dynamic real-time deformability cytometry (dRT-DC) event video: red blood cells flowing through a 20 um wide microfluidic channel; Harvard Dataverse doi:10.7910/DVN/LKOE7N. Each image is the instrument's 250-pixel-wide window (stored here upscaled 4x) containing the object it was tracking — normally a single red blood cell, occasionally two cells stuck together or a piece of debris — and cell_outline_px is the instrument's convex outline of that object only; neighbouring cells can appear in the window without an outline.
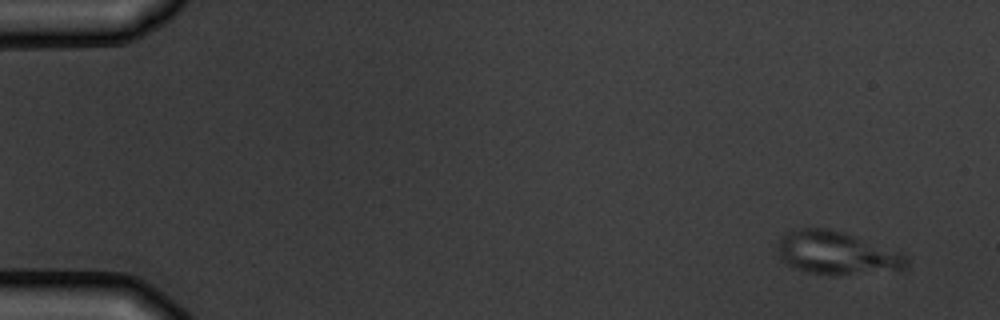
{"species": "common noctule bat (a hibernating species)", "species_latin": "Nyctalus noctula", "temperature_condition": "warm", "stored_images_in_passage": 6, "camera_frame_rate_fps": 3000, "um_per_image_px": 0.085, "animal": {"sex": "male", "body_mass_g": 19.5, "forearm_length_mm": 54.6}, "frame": {"image": 1, "passage_image": 1, "time_ms": 0.0, "image_size_px": [1000, 320], "cell_outline_px": [[908, 268], [900, 272], [808, 272], [796, 268], [788, 264], [780, 256], [776, 248], [776, 244], [780, 236], [784, 232], [800, 228], [828, 228], [844, 232], [904, 252], [908, 256]], "centroid_in_image_um": [71.19, 21.46], "position_along_channel_um": 13.8, "area_um2": 32.25}}